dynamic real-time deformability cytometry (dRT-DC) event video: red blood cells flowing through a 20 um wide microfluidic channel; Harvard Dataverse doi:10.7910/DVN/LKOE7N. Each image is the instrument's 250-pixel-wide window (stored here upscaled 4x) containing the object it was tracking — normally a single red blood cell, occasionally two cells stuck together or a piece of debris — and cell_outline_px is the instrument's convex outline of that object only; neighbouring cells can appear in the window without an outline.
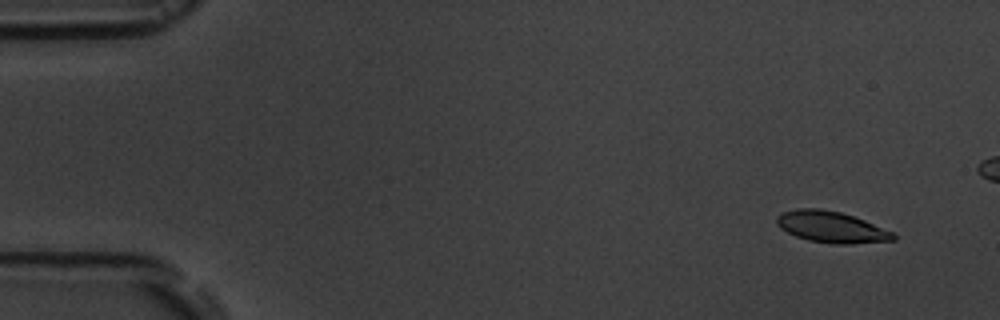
{"species": "common noctule bat (a hibernating species)", "species_latin": "Nyctalus noctula", "temperature_condition": "room temperature", "stored_images_in_passage": 7, "segment_of_instrument_passage": [1, 2], "camera_frame_rate_fps": 3000, "um_per_image_px": 0.085, "animal": {"sex": "male", "body_mass_g": 19.5, "forearm_length_mm": 54.6}, "frame": {"image": 1, "passage_image": 1, "time_ms": 0.0, "image_size_px": [1000, 320], "cell_outline_px": [[896, 240], [852, 244], [832, 244], [808, 240], [796, 236], [780, 228], [776, 224], [776, 216], [784, 212], [796, 208], [820, 208], [840, 212], [864, 220], [892, 232], [896, 236]], "centroid_in_image_um": [70.64, 19.3], "position_along_channel_um": 14.4, "area_um2": 21.21}}
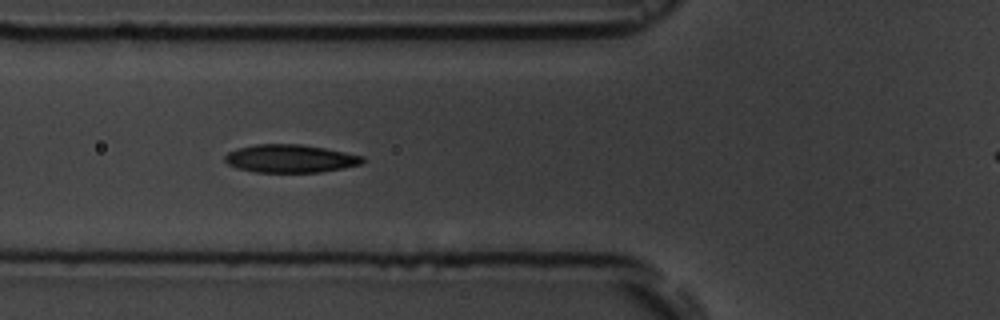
{"frame": {"image": 2, "passage_image": 5, "time_ms": 5.667, "image_size_px": [1000, 320], "cell_outline_px": [[364, 160], [360, 164], [344, 168], [320, 172], [256, 172], [236, 168], [228, 164], [224, 160], [224, 156], [228, 152], [240, 148], [256, 144], [300, 144], [324, 148], [364, 156]], "centroid_in_image_um": [24.66, 13.48], "position_along_channel_um": 101.1, "area_um2": 22.37}}
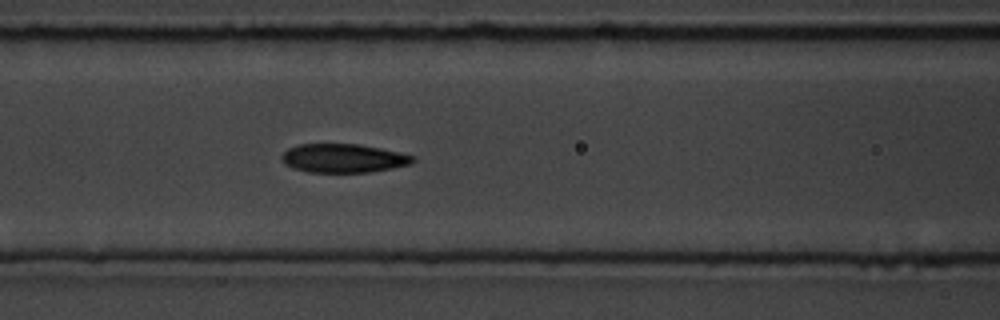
{"frame": {"image": 3, "passage_image": 6, "time_ms": 6.667, "image_size_px": [1000, 320], "cell_outline_px": [[416, 160], [412, 164], [392, 168], [368, 172], [308, 172], [292, 168], [284, 164], [280, 156], [288, 148], [300, 144], [360, 144], [400, 152], [416, 156]], "centroid_in_image_um": [29.2, 13.45], "position_along_channel_um": 137.4, "area_um2": 22.14}}